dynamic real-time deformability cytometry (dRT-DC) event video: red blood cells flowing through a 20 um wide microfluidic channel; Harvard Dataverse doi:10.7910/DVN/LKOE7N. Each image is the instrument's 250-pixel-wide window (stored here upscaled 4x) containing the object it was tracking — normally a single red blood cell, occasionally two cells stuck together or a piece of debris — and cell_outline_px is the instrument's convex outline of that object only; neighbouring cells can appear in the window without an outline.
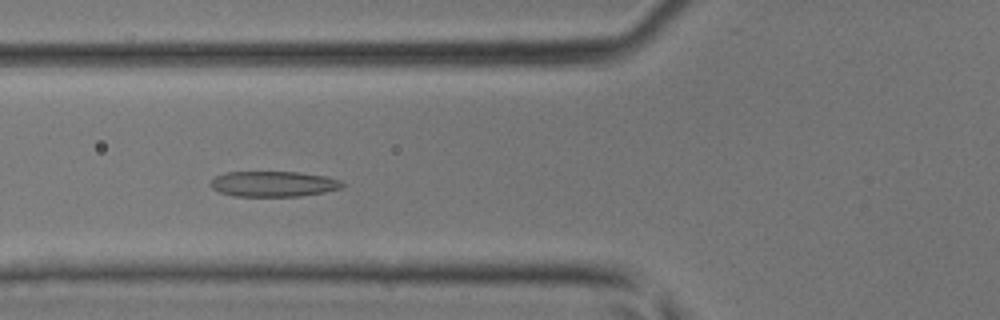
{"species": "common noctule bat (a hibernating species)", "species_latin": "Nyctalus noctula", "temperature_condition": "room temperature", "stored_images_in_passage": 44, "camera_frame_rate_fps": 3000, "um_per_image_px": 0.085, "animal": {"sex": "male", "body_mass_g": 17.9, "forearm_length_mm": 54.2}, "frame": {"image": 1, "passage_image": 16, "time_ms": 5.0, "image_size_px": [1000, 320], "cell_outline_px": [[348, 184], [340, 188], [324, 192], [300, 196], [236, 196], [220, 192], [212, 188], [208, 184], [216, 176], [224, 172], [300, 172], [328, 176], [340, 180]], "centroid_in_image_um": [23.27, 15.62], "position_along_channel_um": 102.5, "area_um2": 19.71}}
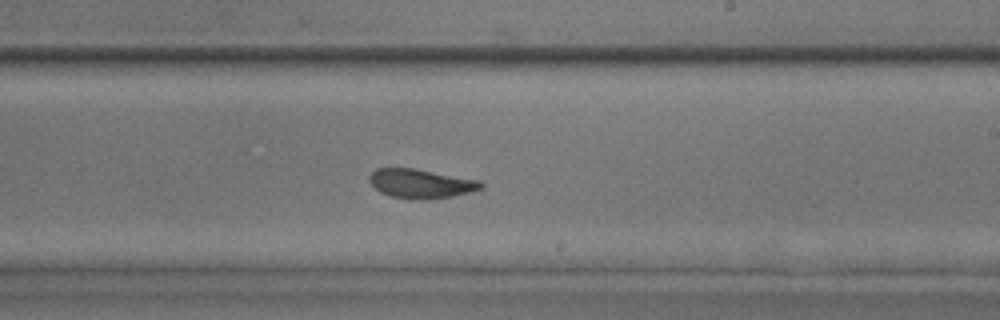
{"frame": {"image": 2, "passage_image": 26, "time_ms": 8.333, "image_size_px": [1000, 320], "cell_outline_px": [[484, 188], [452, 196], [428, 200], [424, 200], [392, 196], [380, 192], [368, 180], [368, 176], [376, 168], [416, 168], [480, 180], [484, 184]], "centroid_in_image_um": [35.79, 15.59], "position_along_channel_um": 253.2, "area_um2": 19.02}}
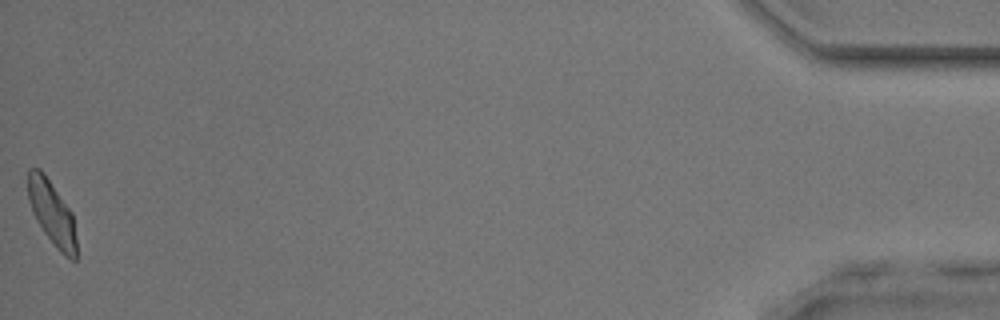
{"frame": {"image": 3, "passage_image": 44, "time_ms": 14.333, "image_size_px": [1000, 320], "cell_outline_px": [[76, 260], [72, 260], [64, 256], [56, 248], [44, 232], [36, 220], [32, 212], [28, 196], [28, 168], [40, 168], [44, 172], [72, 212], [76, 240]], "centroid_in_image_um": [4.41, 18.1], "position_along_channel_um": 430.8, "area_um2": 18.15}}